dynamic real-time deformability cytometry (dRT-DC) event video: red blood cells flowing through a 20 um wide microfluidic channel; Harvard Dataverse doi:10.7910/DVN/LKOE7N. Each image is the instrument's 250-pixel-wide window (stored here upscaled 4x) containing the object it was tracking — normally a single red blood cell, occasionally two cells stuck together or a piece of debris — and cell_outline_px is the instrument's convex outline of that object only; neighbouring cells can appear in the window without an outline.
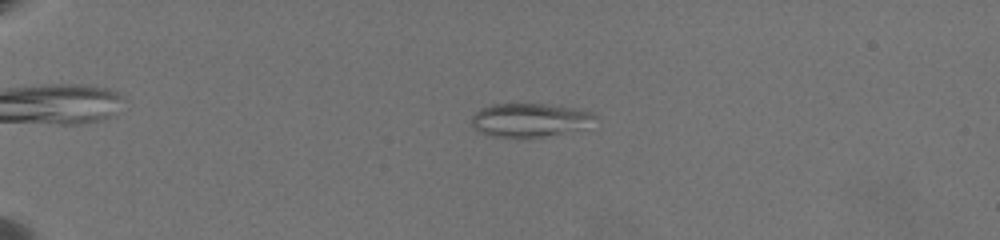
{"species": "common noctule bat (a hibernating species)", "species_latin": "Nyctalus noctula", "temperature_condition": "warm", "stored_images_in_passage": 48, "camera_frame_rate_fps": 3000, "um_per_image_px": 0.085, "animal": {"sex": "female", "body_mass_g": 19.5, "forearm_length_mm": 54.1}, "frame": {"image": 1, "passage_image": 1, "time_ms": 0.0, "image_size_px": [1000, 240], "cell_outline_px": [[596, 116], [580, 128], [544, 136], [492, 136], [480, 132], [472, 124], [472, 116], [480, 108], [492, 104], [544, 104], [572, 108], [592, 112]], "centroid_in_image_um": [44.93, 10.17], "position_along_channel_um": 40.1, "area_um2": 23.18}}
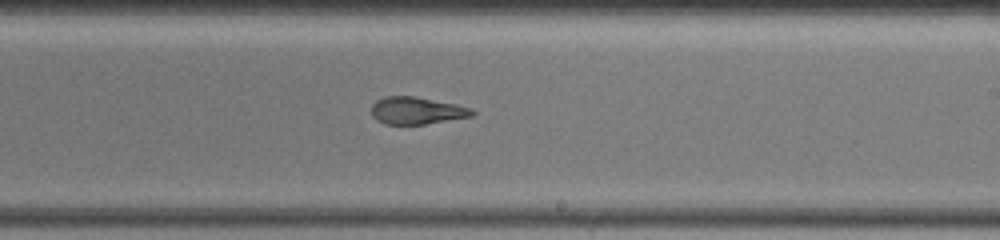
{"frame": {"image": 2, "passage_image": 26, "time_ms": 8.333, "image_size_px": [1000, 240], "cell_outline_px": [[476, 112], [472, 116], [424, 124], [384, 124], [376, 120], [372, 116], [372, 104], [376, 100], [384, 96], [416, 96], [456, 104], [472, 108]], "centroid_in_image_um": [35.41, 9.39], "position_along_channel_um": 253.6, "area_um2": 16.07}}
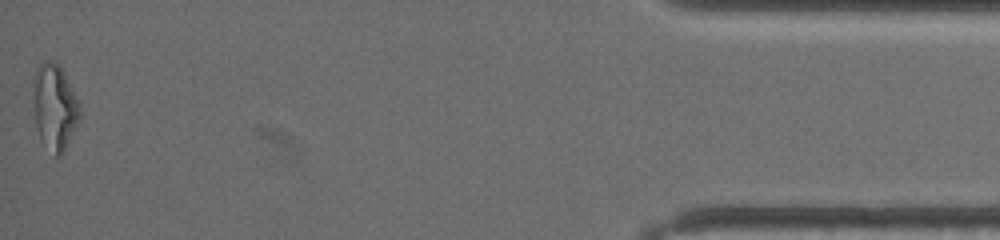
{"frame": {"image": 3, "passage_image": 48, "time_ms": 15.667, "image_size_px": [1000, 240], "cell_outline_px": [[80, 116], [64, 152], [60, 156], [56, 156], [40, 140], [36, 128], [32, 80], [32, 76], [36, 68], [44, 60], [56, 64], [60, 68], [80, 108]], "centroid_in_image_um": [4.59, 9.12], "position_along_channel_um": 430.6, "area_um2": 22.66}, "authors_computed_cell_mechanics": {"area_um2": 18.207, "velocity_mm_per_s": 3.4207, "shape_relaxation_time_tau1_ms": null, "shape_relaxation_time_tau2_ms": 2.3711, "deformation_change_tau1": null, "deformation_change_tau2": 0.1092}}